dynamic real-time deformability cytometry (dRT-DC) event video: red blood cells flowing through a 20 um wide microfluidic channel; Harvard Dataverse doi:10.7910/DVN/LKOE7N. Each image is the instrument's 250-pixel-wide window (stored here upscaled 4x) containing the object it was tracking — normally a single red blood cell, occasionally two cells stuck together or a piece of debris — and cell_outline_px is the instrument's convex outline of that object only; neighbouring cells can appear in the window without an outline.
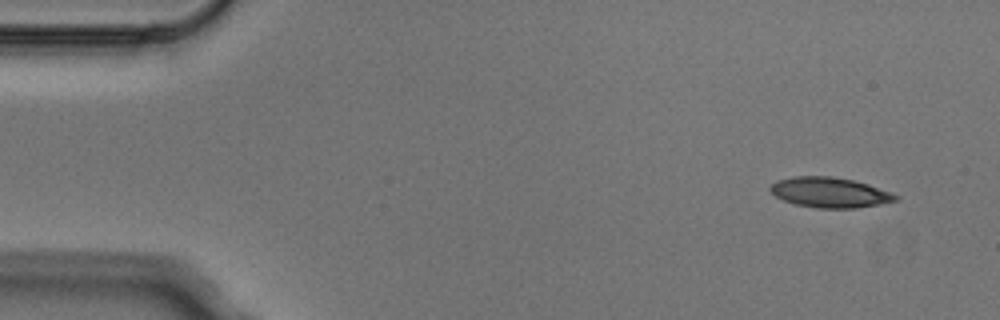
{"species": "Egyptian fruit bat (a non-hibernating species)", "species_latin": "Rousettus aegyptiacus", "temperature_condition": "cold", "stored_images_in_passage": 3, "camera_frame_rate_fps": 3000, "um_per_image_px": 0.085, "animal": {"sex": "male"}, "frame": {"image": 1, "passage_image": 1, "time_ms": 0.0, "image_size_px": [1000, 320], "cell_outline_px": [[900, 200], [880, 204], [856, 208], [816, 208], [792, 204], [776, 196], [768, 188], [776, 180], [796, 176], [832, 176], [852, 180], [868, 184], [900, 196]], "centroid_in_image_um": [70.53, 16.36], "position_along_channel_um": 14.5, "area_um2": 22.14}}
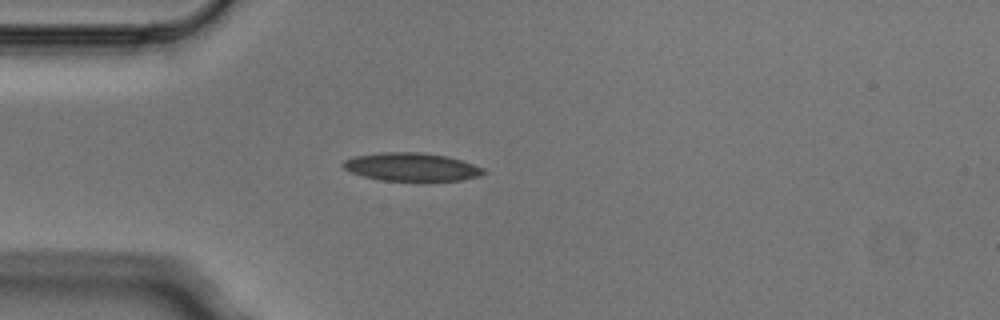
{"frame": {"image": 2, "passage_image": 3, "time_ms": 0.667, "image_size_px": [1000, 320], "cell_outline_px": [[488, 172], [480, 176], [464, 180], [428, 184], [416, 184], [384, 180], [364, 176], [352, 172], [344, 168], [340, 164], [344, 160], [352, 156], [380, 152], [424, 152], [448, 156], [484, 168]], "centroid_in_image_um": [35.04, 14.24], "position_along_channel_um": 50.0, "area_um2": 24.39}}